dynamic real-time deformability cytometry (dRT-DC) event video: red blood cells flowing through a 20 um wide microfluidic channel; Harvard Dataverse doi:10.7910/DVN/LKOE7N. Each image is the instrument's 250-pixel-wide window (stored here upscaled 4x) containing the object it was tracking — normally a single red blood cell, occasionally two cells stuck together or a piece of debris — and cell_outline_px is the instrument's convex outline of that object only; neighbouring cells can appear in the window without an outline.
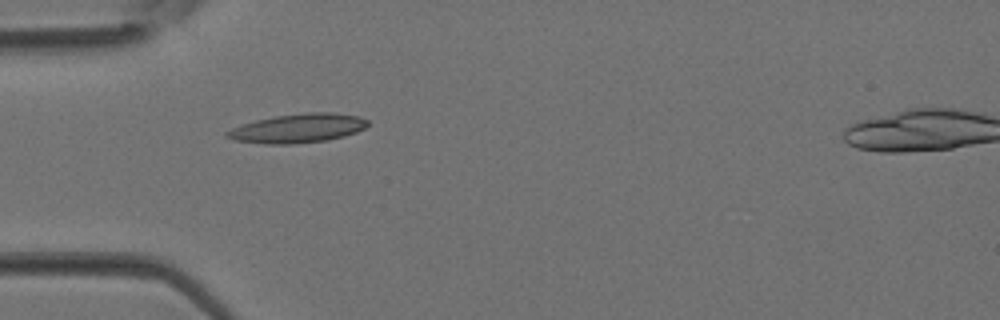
{"species": "Egyptian fruit bat (a non-hibernating species)", "species_latin": "Rousettus aegyptiacus", "temperature_condition": "room temperature", "stored_images_in_passage": 4, "camera_frame_rate_fps": 3000, "um_per_image_px": 0.085, "animal": {"sex": "female"}, "frame": {"image": 1, "passage_image": 4, "time_ms": 1.0, "image_size_px": [1000, 320], "cell_outline_px": [[368, 124], [364, 128], [356, 132], [344, 136], [328, 140], [292, 144], [268, 144], [232, 140], [224, 136], [224, 132], [232, 128], [256, 120], [276, 116], [308, 112], [332, 112], [360, 116], [368, 120]], "centroid_in_image_um": [25.32, 10.9], "position_along_channel_um": 59.7, "area_um2": 23.81}}